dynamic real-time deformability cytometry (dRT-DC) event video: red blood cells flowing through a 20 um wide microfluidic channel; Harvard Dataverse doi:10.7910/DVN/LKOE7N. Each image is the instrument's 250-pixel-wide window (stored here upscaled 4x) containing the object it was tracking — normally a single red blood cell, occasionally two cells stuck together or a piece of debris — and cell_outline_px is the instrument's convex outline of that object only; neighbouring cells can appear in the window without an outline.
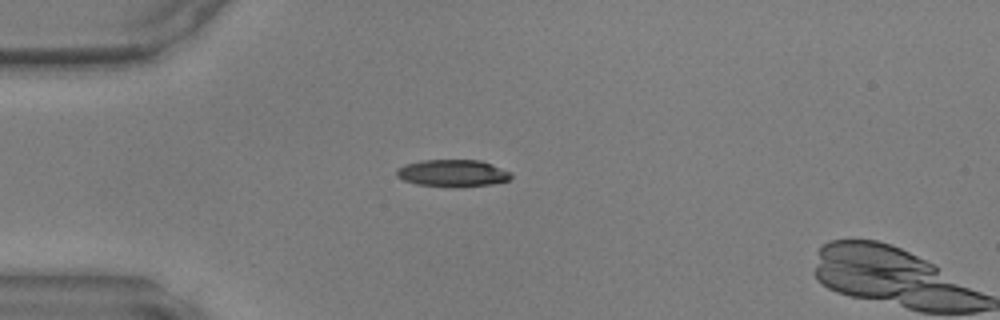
{"species": "common noctule bat (a hibernating species)", "species_latin": "Nyctalus noctula", "temperature_condition": "warm", "stored_images_in_passage": 3, "camera_frame_rate_fps": 3000, "um_per_image_px": 0.085, "animal": {"sex": "male", "body_mass_g": 17.9, "forearm_length_mm": 54.2}, "frame": {"image": 1, "passage_image": 1, "time_ms": 0.0, "image_size_px": [1000, 320], "cell_outline_px": [[512, 176], [508, 180], [492, 184], [460, 188], [452, 188], [416, 184], [404, 180], [396, 176], [396, 168], [404, 164], [420, 160], [480, 160], [492, 164], [512, 172]], "centroid_in_image_um": [38.46, 14.73], "position_along_channel_um": 46.5, "area_um2": 18.5}}